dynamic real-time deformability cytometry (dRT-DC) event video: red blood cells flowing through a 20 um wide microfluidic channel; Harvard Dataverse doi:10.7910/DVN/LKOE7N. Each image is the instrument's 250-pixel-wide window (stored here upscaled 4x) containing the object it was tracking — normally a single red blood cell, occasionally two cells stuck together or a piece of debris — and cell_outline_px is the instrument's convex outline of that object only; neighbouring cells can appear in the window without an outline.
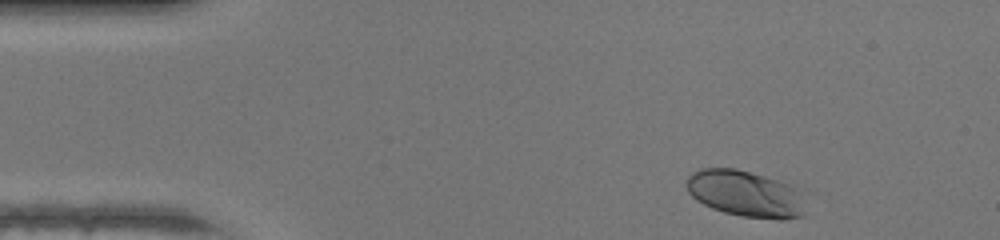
{"species": "human", "species_latin": "Homo sapiens", "temperature_condition": "warm", "stored_images_in_passage": 42, "camera_frame_rate_fps": 3000, "um_per_image_px": 0.085, "donor": {"sex": "female"}, "frame": {"image": 1, "passage_image": 1, "time_ms": 0.0, "image_size_px": [1000, 240], "cell_outline_px": [[808, 216], [784, 220], [780, 220], [740, 216], [724, 212], [712, 208], [696, 200], [688, 192], [688, 176], [692, 172], [700, 168], [736, 168], [764, 176], [776, 180], [796, 188]], "centroid_in_image_um": [63.36, 16.49], "position_along_channel_um": 21.6, "area_um2": 32.14}}
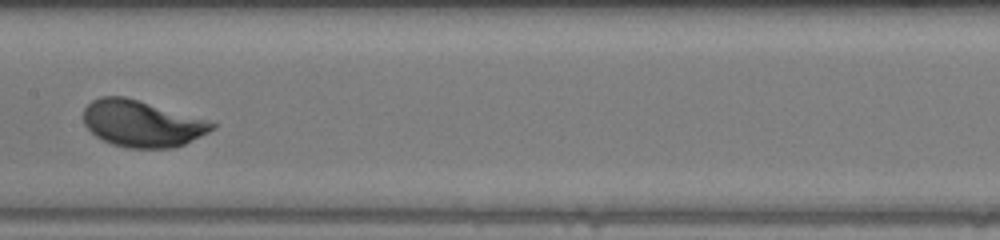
{"frame": {"image": 2, "passage_image": 19, "time_ms": 6.0, "image_size_px": [1000, 240], "cell_outline_px": [[216, 128], [184, 144], [172, 148], [128, 148], [112, 144], [96, 136], [84, 124], [84, 108], [92, 100], [100, 96], [124, 96], [204, 120], [216, 124]], "centroid_in_image_um": [12.01, 10.51], "position_along_channel_um": 195.4, "area_um2": 34.16}}
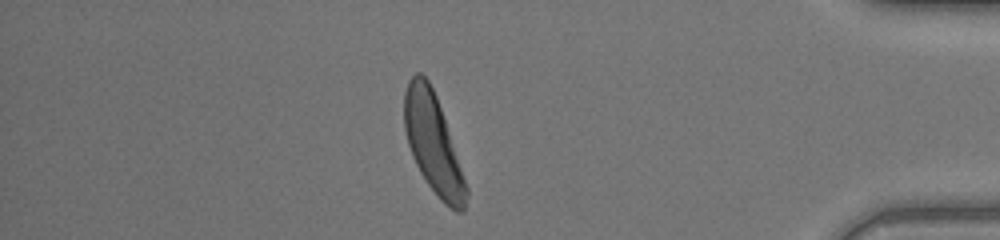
{"frame": {"image": 3, "passage_image": 36, "time_ms": 11.667, "image_size_px": [1000, 240], "cell_outline_px": [[468, 196], [464, 212], [456, 212], [444, 204], [440, 200], [428, 184], [420, 172], [412, 156], [408, 144], [404, 128], [404, 92], [408, 80], [416, 72], [420, 72], [428, 80], [436, 96], [468, 188]], "centroid_in_image_um": [36.8, 12.23], "position_along_channel_um": 398.4, "area_um2": 35.43}, "authors_computed_cell_mechanics": {"area_um2": 34.1309, "velocity_mm_per_s": 4.3035, "shape_relaxation_time_tau1_ms": 1.1948, "shape_relaxation_time_tau2_ms": null, "deformation_change_tau1": 0.1233, "deformation_change_tau2": null}}